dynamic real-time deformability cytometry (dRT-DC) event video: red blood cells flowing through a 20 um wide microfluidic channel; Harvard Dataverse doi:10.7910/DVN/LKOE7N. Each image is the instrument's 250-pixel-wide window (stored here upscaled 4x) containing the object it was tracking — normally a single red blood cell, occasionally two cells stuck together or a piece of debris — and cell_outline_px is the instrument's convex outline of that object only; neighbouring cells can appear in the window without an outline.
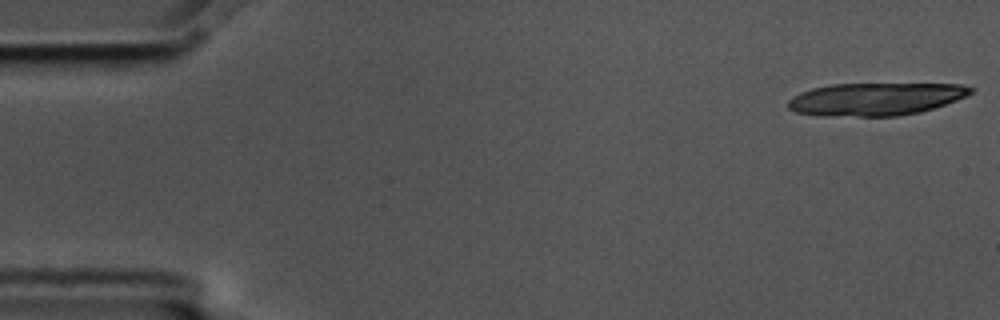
{"species": "common noctule bat (a hibernating species)", "species_latin": "Nyctalus noctula", "temperature_condition": "cold", "stored_images_in_passage": 6, "camera_frame_rate_fps": 3000, "um_per_image_px": 0.085, "animal": {"sex": "male", "body_mass_g": 17.5, "forearm_length_mm": 52.3}, "frame": {"image": 1, "passage_image": 1, "time_ms": 0.0, "image_size_px": [1000, 320], "cell_outline_px": [[976, 88], [972, 92], [956, 100], [920, 112], [900, 116], [820, 116], [796, 112], [788, 108], [788, 100], [792, 96], [800, 92], [812, 88], [832, 84], [960, 84]], "centroid_in_image_um": [74.38, 8.42], "position_along_channel_um": 10.6, "area_um2": 34.8}}